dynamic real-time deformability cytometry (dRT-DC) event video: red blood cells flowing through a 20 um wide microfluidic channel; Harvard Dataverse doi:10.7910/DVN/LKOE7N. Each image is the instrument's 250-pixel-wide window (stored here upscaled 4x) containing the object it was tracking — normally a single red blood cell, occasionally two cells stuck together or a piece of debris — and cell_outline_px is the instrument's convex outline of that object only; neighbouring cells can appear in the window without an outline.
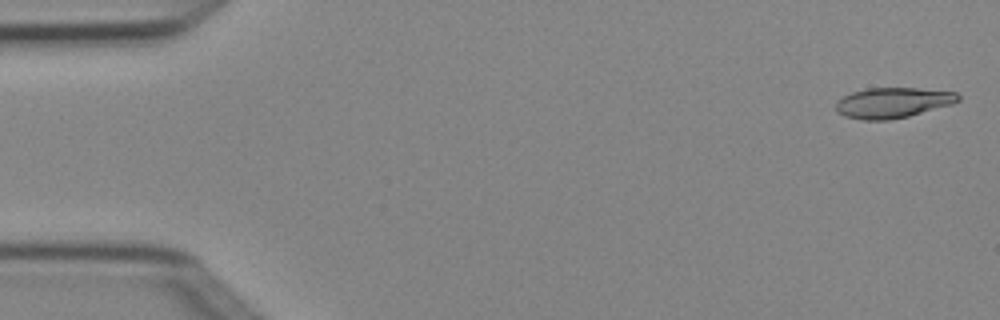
{"species": "Egyptian fruit bat (a non-hibernating species)", "species_latin": "Rousettus aegyptiacus", "temperature_condition": "cold", "stored_images_in_passage": 4, "camera_frame_rate_fps": 3000, "um_per_image_px": 0.085, "animal": {"sex": "female"}, "frame": {"image": 1, "passage_image": 1, "time_ms": 0.0, "image_size_px": [1000, 320], "cell_outline_px": [[960, 100], [952, 104], [908, 116], [888, 120], [864, 120], [844, 116], [836, 112], [836, 100], [852, 92], [868, 88], [916, 88], [956, 92], [960, 96]], "centroid_in_image_um": [75.86, 8.73], "position_along_channel_um": 9.1, "area_um2": 21.62}}
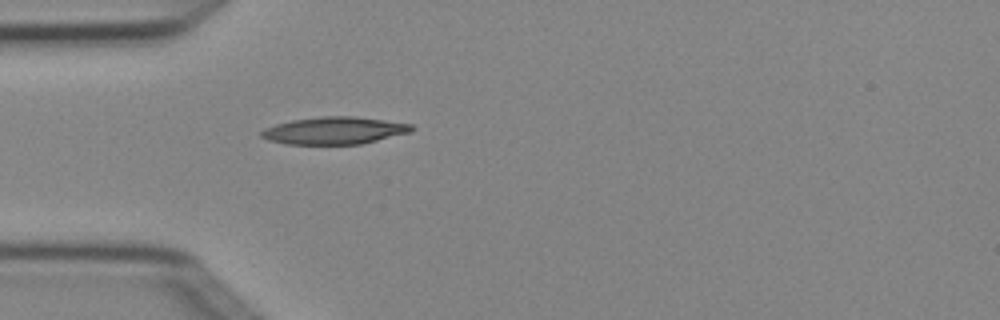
{"frame": {"image": 2, "passage_image": 4, "time_ms": 1.0, "image_size_px": [1000, 320], "cell_outline_px": [[416, 128], [412, 132], [360, 144], [284, 144], [268, 140], [260, 136], [260, 132], [264, 128], [276, 124], [292, 120], [320, 116], [356, 116], [412, 124]], "centroid_in_image_um": [28.42, 11.09], "position_along_channel_um": 56.6, "area_um2": 24.04}}